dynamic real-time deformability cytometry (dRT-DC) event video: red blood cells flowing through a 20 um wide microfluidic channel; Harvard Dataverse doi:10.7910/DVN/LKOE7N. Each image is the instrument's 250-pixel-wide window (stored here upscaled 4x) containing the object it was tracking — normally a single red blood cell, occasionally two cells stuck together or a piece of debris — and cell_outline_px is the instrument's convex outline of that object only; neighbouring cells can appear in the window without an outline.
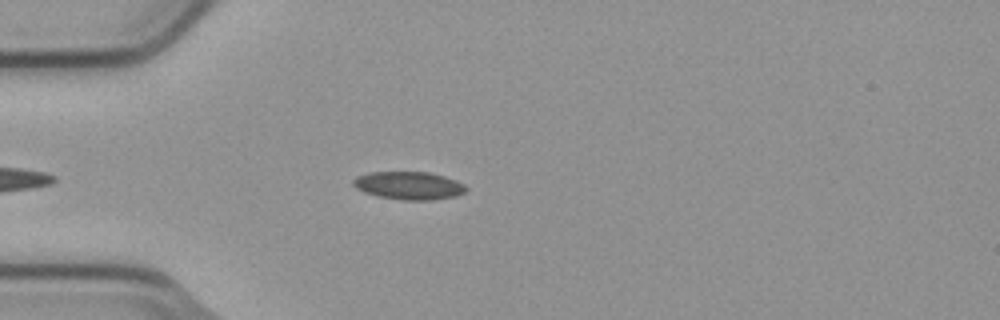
{"species": "common noctule bat (a hibernating species)", "species_latin": "Nyctalus noctula", "temperature_condition": "cold", "stored_images_in_passage": 3, "camera_frame_rate_fps": 3000, "um_per_image_px": 0.085, "animal": {"sex": "male", "body_mass_g": 23.1, "forearm_length_mm": 52.7}, "frame": {"image": 1, "passage_image": 3, "time_ms": 0.667, "image_size_px": [1000, 320], "cell_outline_px": [[468, 188], [464, 192], [456, 196], [432, 200], [404, 200], [380, 196], [364, 192], [356, 188], [352, 184], [352, 180], [356, 176], [368, 172], [428, 172], [444, 176], [456, 180], [464, 184]], "centroid_in_image_um": [34.75, 15.76], "position_along_channel_um": 50.3, "area_um2": 18.38}}